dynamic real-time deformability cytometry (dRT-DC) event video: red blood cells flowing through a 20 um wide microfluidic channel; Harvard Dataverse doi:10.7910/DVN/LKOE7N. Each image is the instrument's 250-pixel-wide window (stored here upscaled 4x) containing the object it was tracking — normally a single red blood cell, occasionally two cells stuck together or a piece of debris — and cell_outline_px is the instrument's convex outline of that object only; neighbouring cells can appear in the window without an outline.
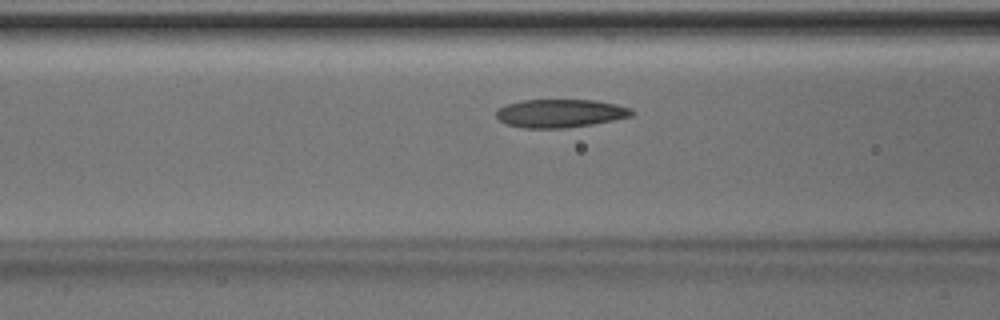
{"species": "Egyptian fruit bat (a non-hibernating species)", "species_latin": "Rousettus aegyptiacus", "temperature_condition": "room temperature", "stored_images_in_passage": 37, "camera_frame_rate_fps": 3000, "um_per_image_px": 0.085, "animal": {"sex": "male"}, "frame": {"image": 1, "passage_image": 13, "time_ms": 4.0, "image_size_px": [1000, 320], "cell_outline_px": [[636, 112], [632, 116], [592, 124], [564, 128], [524, 128], [504, 124], [496, 116], [496, 108], [508, 104], [524, 100], [596, 100], [616, 104], [632, 108]], "centroid_in_image_um": [47.62, 9.63], "position_along_channel_um": 119.0, "area_um2": 22.43}}
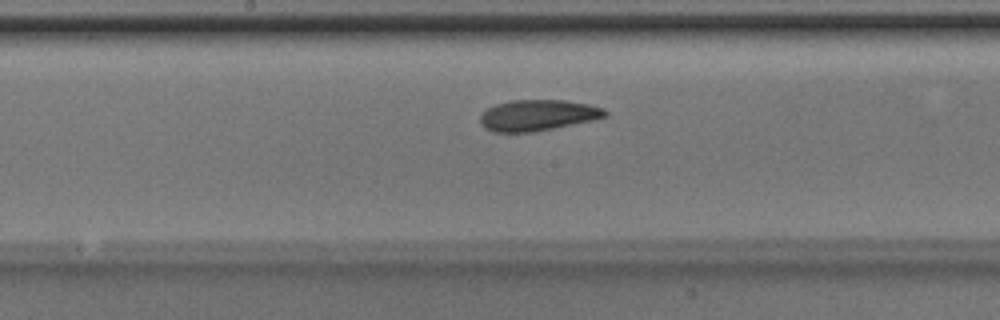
{"frame": {"image": 2, "passage_image": 19, "time_ms": 6.0, "image_size_px": [1000, 320], "cell_outline_px": [[608, 116], [592, 120], [532, 132], [492, 132], [484, 128], [480, 124], [480, 116], [488, 108], [496, 104], [512, 100], [568, 100], [588, 104], [604, 108], [608, 112]], "centroid_in_image_um": [45.7, 9.79], "position_along_channel_um": 202.5, "area_um2": 22.54}}
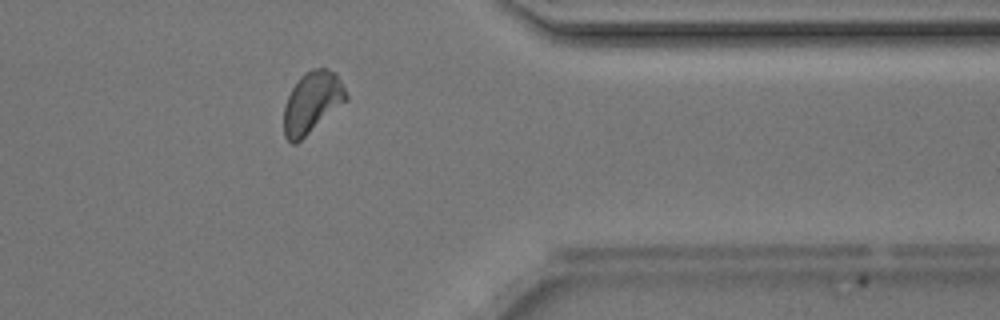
{"frame": {"image": 3, "passage_image": 33, "time_ms": 10.667, "image_size_px": [1000, 320], "cell_outline_px": [[348, 100], [296, 144], [292, 144], [284, 136], [284, 108], [288, 96], [292, 88], [300, 76], [312, 68], [328, 68], [336, 72], [348, 96]], "centroid_in_image_um": [26.53, 8.7], "position_along_channel_um": 384.9, "area_um2": 22.31}}